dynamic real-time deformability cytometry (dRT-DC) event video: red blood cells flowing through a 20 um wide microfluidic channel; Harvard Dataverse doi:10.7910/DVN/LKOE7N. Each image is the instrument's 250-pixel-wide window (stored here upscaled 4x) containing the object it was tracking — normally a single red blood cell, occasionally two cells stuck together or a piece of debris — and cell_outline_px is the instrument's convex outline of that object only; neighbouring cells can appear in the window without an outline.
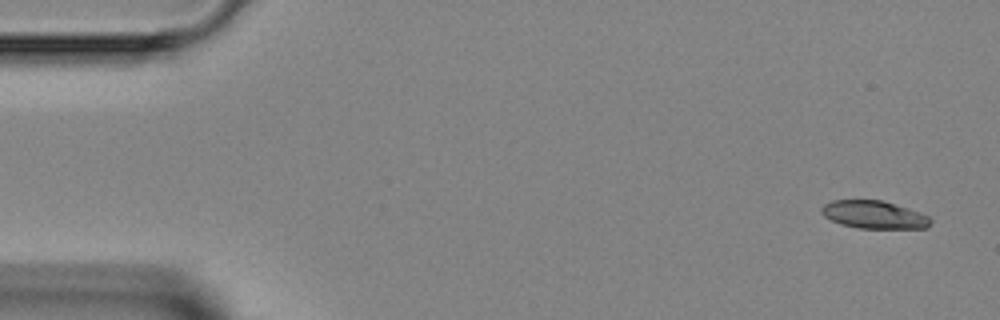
{"species": "Egyptian fruit bat (a non-hibernating species)", "species_latin": "Rousettus aegyptiacus", "temperature_condition": "room temperature", "stored_images_in_passage": 5, "camera_frame_rate_fps": 3000, "um_per_image_px": 0.085, "animal": {"sex": "female"}, "frame": {"image": 1, "passage_image": 1, "time_ms": 0.0, "image_size_px": [1000, 320], "cell_outline_px": [[932, 224], [928, 228], [860, 228], [840, 224], [824, 216], [820, 212], [820, 208], [824, 204], [832, 200], [880, 200], [908, 208], [920, 212], [928, 216], [932, 220]], "centroid_in_image_um": [74.29, 18.25], "position_along_channel_um": 10.7, "area_um2": 17.69}}
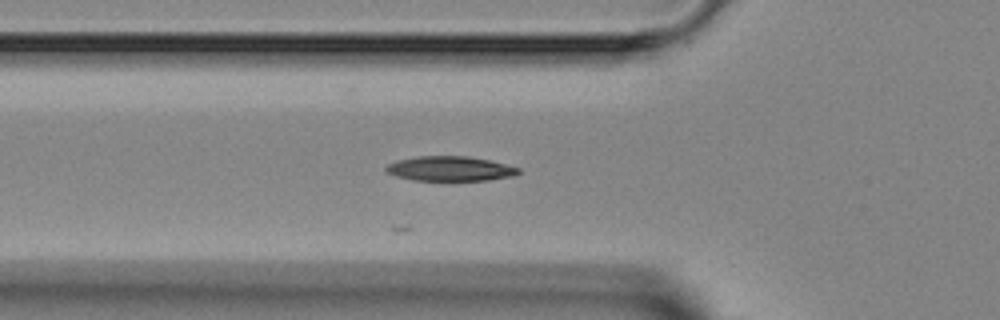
{"frame": {"image": 2, "passage_image": 5, "time_ms": 4.667, "image_size_px": [1000, 320], "cell_outline_px": [[520, 172], [516, 176], [488, 180], [412, 180], [396, 176], [388, 172], [384, 168], [388, 164], [400, 160], [416, 156], [468, 156], [488, 160], [520, 168]], "centroid_in_image_um": [38.28, 14.34], "position_along_channel_um": 87.5, "area_um2": 18.96}}